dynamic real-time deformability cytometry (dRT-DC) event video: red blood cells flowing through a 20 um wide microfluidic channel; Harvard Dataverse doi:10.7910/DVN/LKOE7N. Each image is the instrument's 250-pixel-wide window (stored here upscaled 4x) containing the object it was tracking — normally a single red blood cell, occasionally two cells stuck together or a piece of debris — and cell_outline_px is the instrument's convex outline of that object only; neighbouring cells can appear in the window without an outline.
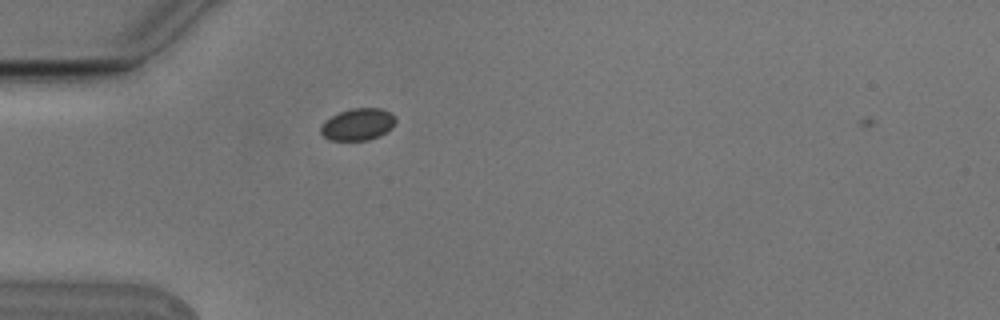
{"species": "Egyptian fruit bat (a non-hibernating species)", "species_latin": "Rousettus aegyptiacus", "temperature_condition": "cold", "stored_images_in_passage": 1, "camera_frame_rate_fps": 3000, "um_per_image_px": 0.085, "animal": {"sex": "male"}, "frame": {"image": 1, "passage_image": 1, "time_ms": 0.0, "image_size_px": [1000, 320], "cell_outline_px": [[396, 120], [392, 128], [380, 136], [368, 140], [328, 140], [320, 132], [320, 128], [324, 120], [340, 112], [352, 108], [380, 108], [392, 112], [396, 116]], "centroid_in_image_um": [30.44, 10.57], "position_along_channel_um": 54.6, "area_um2": 14.1}}